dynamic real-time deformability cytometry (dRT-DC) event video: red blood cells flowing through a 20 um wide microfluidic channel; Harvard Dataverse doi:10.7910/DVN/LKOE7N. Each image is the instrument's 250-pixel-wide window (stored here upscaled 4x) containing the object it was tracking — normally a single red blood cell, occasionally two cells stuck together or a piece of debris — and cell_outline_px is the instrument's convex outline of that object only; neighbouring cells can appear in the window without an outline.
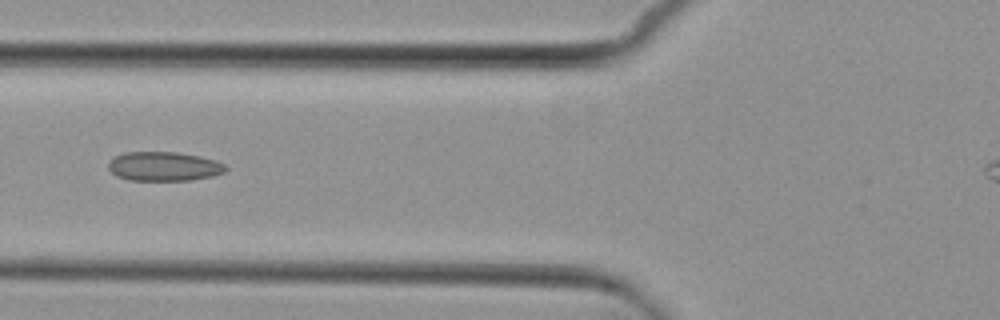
{"species": "common noctule bat (a hibernating species)", "species_latin": "Nyctalus noctula", "temperature_condition": "cold", "stored_images_in_passage": 6, "camera_frame_rate_fps": 3000, "um_per_image_px": 0.085, "animal": {"sex": "female", "body_mass_g": 29.2, "forearm_length_mm": 56.3}, "frame": {"image": 1, "passage_image": 5, "time_ms": 5.667, "image_size_px": [1000, 320], "cell_outline_px": [[228, 168], [224, 172], [212, 176], [192, 180], [128, 180], [116, 176], [108, 168], [108, 160], [124, 152], [176, 152], [200, 156], [216, 160], [224, 164]], "centroid_in_image_um": [13.92, 14.14], "position_along_channel_um": 111.9, "area_um2": 20.06}}
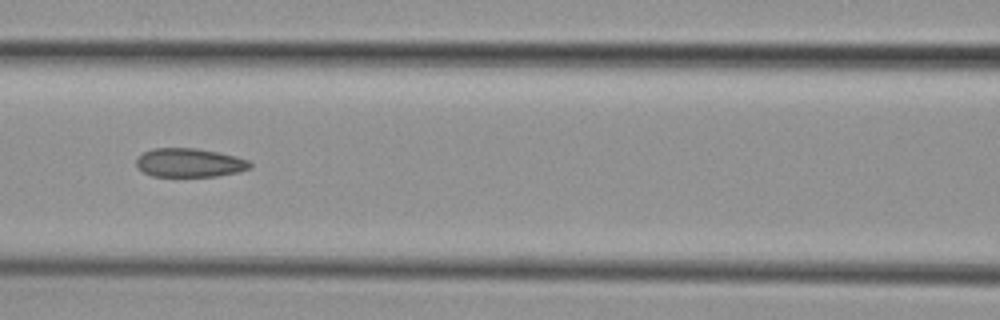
{"frame": {"image": 2, "passage_image": 6, "time_ms": 6.667, "image_size_px": [1000, 320], "cell_outline_px": [[252, 164], [248, 168], [240, 172], [216, 176], [152, 176], [136, 168], [136, 160], [144, 152], [152, 148], [196, 148], [216, 152], [248, 160]], "centroid_in_image_um": [16.07, 13.83], "position_along_channel_um": 150.5, "area_um2": 18.9}}